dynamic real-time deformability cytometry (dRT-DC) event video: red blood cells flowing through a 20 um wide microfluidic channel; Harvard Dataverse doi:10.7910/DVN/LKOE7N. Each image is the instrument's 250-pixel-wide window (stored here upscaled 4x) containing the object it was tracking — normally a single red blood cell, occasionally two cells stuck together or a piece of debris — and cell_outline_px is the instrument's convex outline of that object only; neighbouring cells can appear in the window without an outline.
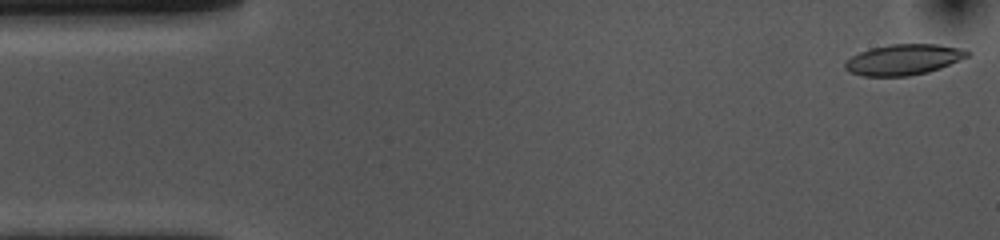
{"species": "common noctule bat (a hibernating species)", "species_latin": "Nyctalus noctula", "temperature_condition": "cold", "stored_images_in_passage": 53, "camera_frame_rate_fps": 3000, "um_per_image_px": 0.085, "animal": {"sex": "female", "body_mass_g": 10.0, "forearm_length_mm": 53.1}, "frame": {"image": 1, "passage_image": 1, "time_ms": 0.0, "image_size_px": [1000, 240], "cell_outline_px": [[972, 52], [968, 56], [960, 60], [940, 68], [928, 72], [908, 76], [864, 76], [848, 72], [844, 68], [844, 64], [852, 56], [860, 52], [872, 48], [892, 44], [936, 44], [964, 48]], "centroid_in_image_um": [76.83, 5.07], "position_along_channel_um": 8.2, "area_um2": 21.91}}
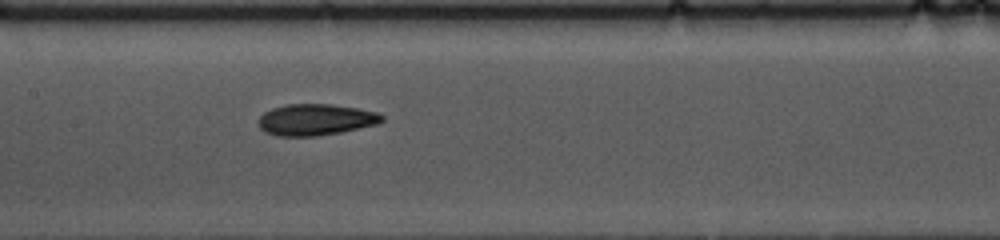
{"frame": {"image": 2, "passage_image": 24, "time_ms": 7.667, "image_size_px": [1000, 240], "cell_outline_px": [[384, 120], [380, 124], [340, 132], [316, 136], [276, 136], [264, 132], [256, 124], [256, 120], [264, 112], [272, 108], [288, 104], [328, 104], [356, 108], [376, 112], [384, 116]], "centroid_in_image_um": [26.79, 10.18], "position_along_channel_um": 180.6, "area_um2": 22.77}}
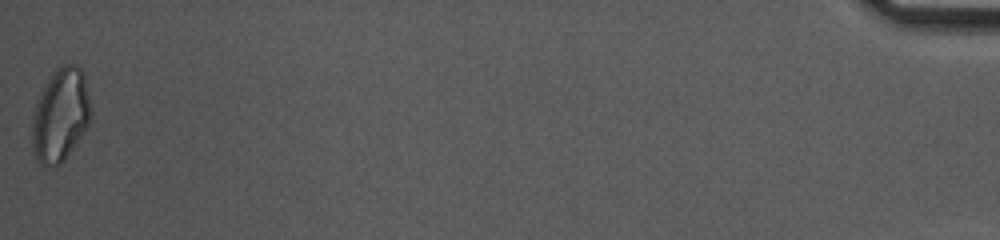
{"frame": {"image": 3, "passage_image": 53, "time_ms": 17.333, "image_size_px": [1000, 240], "cell_outline_px": [[92, 112], [88, 124], [84, 132], [64, 160], [60, 164], [44, 168], [36, 160], [32, 152], [32, 120], [36, 100], [40, 92], [52, 72], [64, 64], [76, 64], [84, 72]], "centroid_in_image_um": [5.12, 9.79], "position_along_channel_um": 430.1, "area_um2": 32.31}, "authors_computed_cell_mechanics": {"area_um2": 22.4842, "velocity_mm_per_s": 3.6646, "shape_relaxation_time_tau1_ms": 8.1369, "shape_relaxation_time_tau2_ms": 4.6547, "deformation_change_tau1": 0.1875, "deformation_change_tau2": 0.1088}}